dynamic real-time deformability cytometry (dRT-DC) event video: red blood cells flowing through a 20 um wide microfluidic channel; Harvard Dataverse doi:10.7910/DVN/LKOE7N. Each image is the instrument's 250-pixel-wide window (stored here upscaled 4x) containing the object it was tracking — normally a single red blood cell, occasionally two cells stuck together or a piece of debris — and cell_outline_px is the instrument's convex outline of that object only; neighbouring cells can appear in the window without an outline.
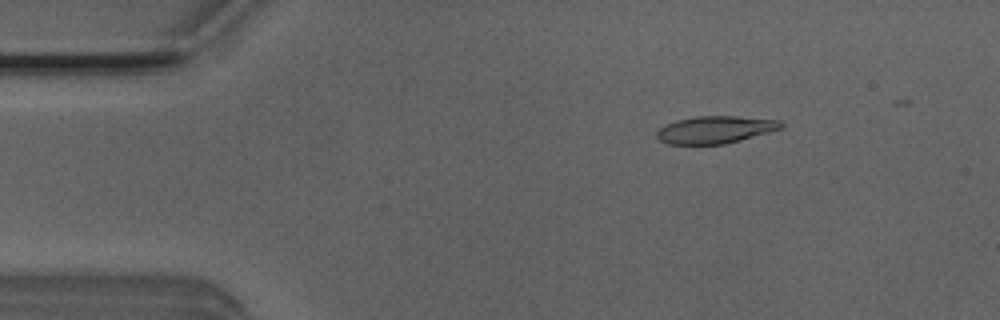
{"species": "Egyptian fruit bat (a non-hibernating species)", "species_latin": "Rousettus aegyptiacus", "temperature_condition": "room temperature", "stored_images_in_passage": 46, "camera_frame_rate_fps": 3000, "um_per_image_px": 0.085, "animal": {"sex": "male"}, "frame": {"image": 1, "passage_image": 2, "time_ms": 0.333, "image_size_px": [1000, 320], "cell_outline_px": [[784, 124], [780, 128], [768, 132], [740, 140], [724, 144], [668, 144], [660, 140], [656, 136], [656, 132], [664, 124], [676, 120], [696, 116], [736, 116], [780, 120]], "centroid_in_image_um": [60.75, 11.01], "position_along_channel_um": 24.2, "area_um2": 19.71}}
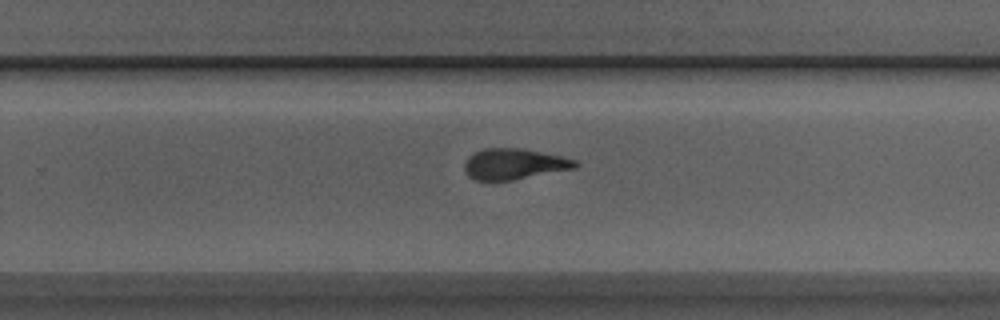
{"frame": {"image": 2, "passage_image": 27, "time_ms": 8.667, "image_size_px": [1000, 320], "cell_outline_px": [[580, 164], [576, 168], [512, 180], [476, 180], [468, 176], [464, 168], [464, 164], [468, 156], [484, 148], [516, 148], [540, 152], [560, 156], [576, 160]], "centroid_in_image_um": [43.69, 13.94], "position_along_channel_um": 286.1, "area_um2": 19.71}}
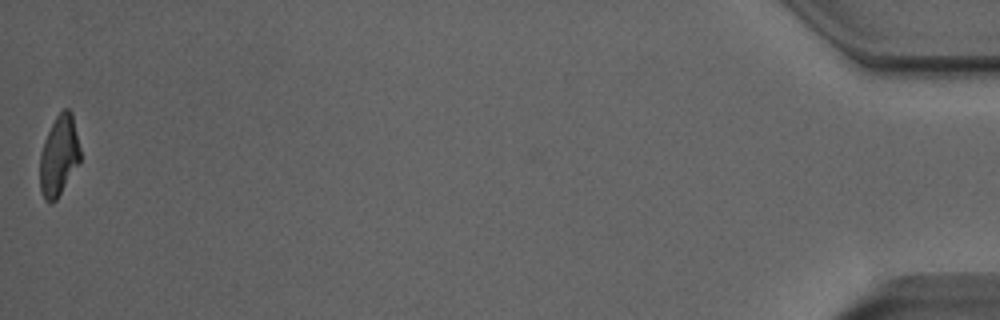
{"frame": {"image": 3, "passage_image": 46, "time_ms": 15.0, "image_size_px": [1000, 320], "cell_outline_px": [[80, 160], [56, 200], [52, 204], [44, 200], [40, 192], [40, 152], [44, 140], [56, 116], [64, 108], [68, 108], [72, 112], [80, 148]], "centroid_in_image_um": [4.99, 13.24], "position_along_channel_um": 430.2, "area_um2": 18.79}, "authors_computed_cell_mechanics": {"area_um2": 20.3745, "velocity_mm_per_s": 3.9319, "shape_relaxation_time_tau1_ms": 4.2896, "shape_relaxation_time_tau2_ms": 1.7446, "deformation_change_tau1": 0.1882, "deformation_change_tau2": 0.1046}}